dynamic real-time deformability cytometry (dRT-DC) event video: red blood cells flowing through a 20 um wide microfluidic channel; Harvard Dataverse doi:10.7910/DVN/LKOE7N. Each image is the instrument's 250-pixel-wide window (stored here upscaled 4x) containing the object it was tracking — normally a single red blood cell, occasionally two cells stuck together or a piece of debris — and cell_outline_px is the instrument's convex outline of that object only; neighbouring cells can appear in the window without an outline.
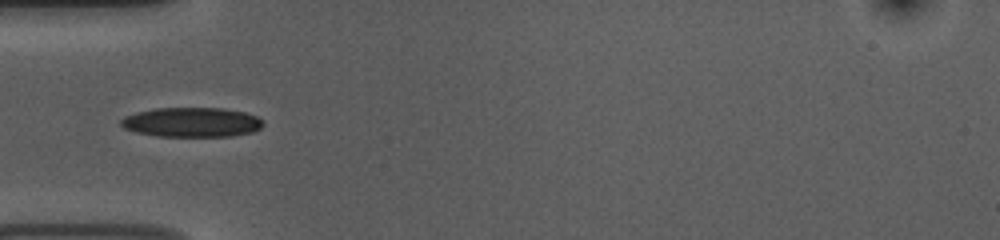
{"species": "common noctule bat (a hibernating species)", "species_latin": "Nyctalus noctula", "temperature_condition": "room temperature", "stored_images_in_passage": 16, "camera_frame_rate_fps": 3000, "um_per_image_px": 0.085, "animal": {"sex": "female", "body_mass_g": 10.0, "forearm_length_mm": 53.1}, "frame": {"image": 1, "passage_image": 3, "time_ms": 0.667, "image_size_px": [1000, 240], "cell_outline_px": [[264, 124], [260, 128], [252, 132], [232, 136], [156, 136], [136, 132], [124, 128], [120, 124], [120, 120], [124, 116], [136, 112], [156, 108], [224, 108], [244, 112], [256, 116], [264, 120]], "centroid_in_image_um": [16.3, 10.39], "position_along_channel_um": 68.7, "area_um2": 24.62}}